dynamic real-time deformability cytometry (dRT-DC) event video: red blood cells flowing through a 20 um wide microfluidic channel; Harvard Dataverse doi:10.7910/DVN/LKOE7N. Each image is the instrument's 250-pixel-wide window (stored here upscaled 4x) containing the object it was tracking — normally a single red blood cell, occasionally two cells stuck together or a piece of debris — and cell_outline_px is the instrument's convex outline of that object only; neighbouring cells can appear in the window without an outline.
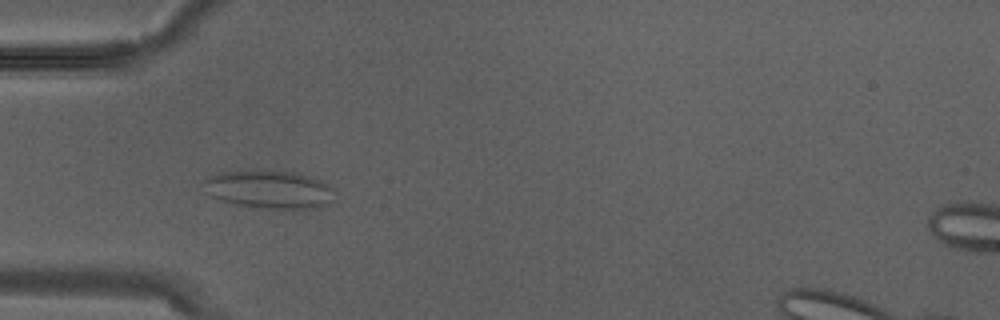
{"species": "Egyptian fruit bat (a non-hibernating species)", "species_latin": "Rousettus aegyptiacus", "temperature_condition": "warm", "stored_images_in_passage": 2, "camera_frame_rate_fps": 3000, "um_per_image_px": 0.085, "animal": {"sex": "male"}, "frame": {"image": 1, "passage_image": 2, "time_ms": 0.333, "image_size_px": [1000, 320], "cell_outline_px": [[332, 188], [324, 204], [320, 208], [260, 208], [232, 204], [212, 196], [204, 180], [208, 176], [224, 172], [252, 168], [264, 168], [292, 172], [308, 176], [320, 180], [328, 184]], "centroid_in_image_um": [22.82, 16.05], "position_along_channel_um": 62.2, "area_um2": 28.84}}